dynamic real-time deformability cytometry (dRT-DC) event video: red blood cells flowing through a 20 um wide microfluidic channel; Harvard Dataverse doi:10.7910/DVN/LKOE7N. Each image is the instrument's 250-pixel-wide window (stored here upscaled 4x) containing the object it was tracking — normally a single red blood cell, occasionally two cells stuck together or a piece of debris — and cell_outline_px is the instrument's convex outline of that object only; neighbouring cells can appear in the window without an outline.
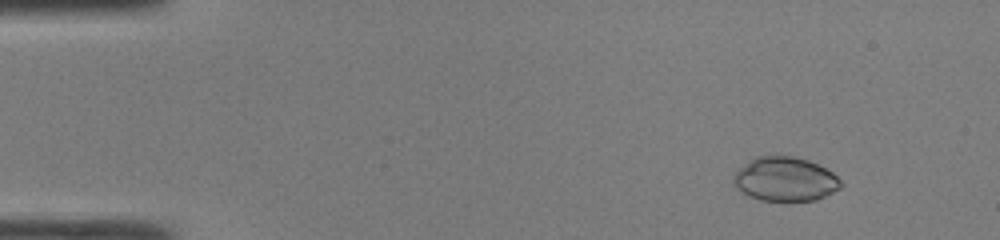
{"species": "common noctule bat (a hibernating species)", "species_latin": "Nyctalus noctula", "temperature_condition": "room temperature", "stored_images_in_passage": 15, "camera_frame_rate_fps": 3000, "um_per_image_px": 0.085, "animal": {"sex": "male", "body_mass_g": 19.0, "forearm_length_mm": 50.8}, "frame": {"image": 1, "passage_image": 5, "time_ms": 1.333, "image_size_px": [1000, 240], "cell_outline_px": [[844, 184], [840, 188], [816, 200], [784, 204], [760, 200], [748, 196], [736, 188], [732, 180], [732, 176], [740, 168], [756, 156], [792, 156], [808, 160], [832, 172]], "centroid_in_image_um": [66.72, 15.28], "position_along_channel_um": 18.3, "area_um2": 28.15}}